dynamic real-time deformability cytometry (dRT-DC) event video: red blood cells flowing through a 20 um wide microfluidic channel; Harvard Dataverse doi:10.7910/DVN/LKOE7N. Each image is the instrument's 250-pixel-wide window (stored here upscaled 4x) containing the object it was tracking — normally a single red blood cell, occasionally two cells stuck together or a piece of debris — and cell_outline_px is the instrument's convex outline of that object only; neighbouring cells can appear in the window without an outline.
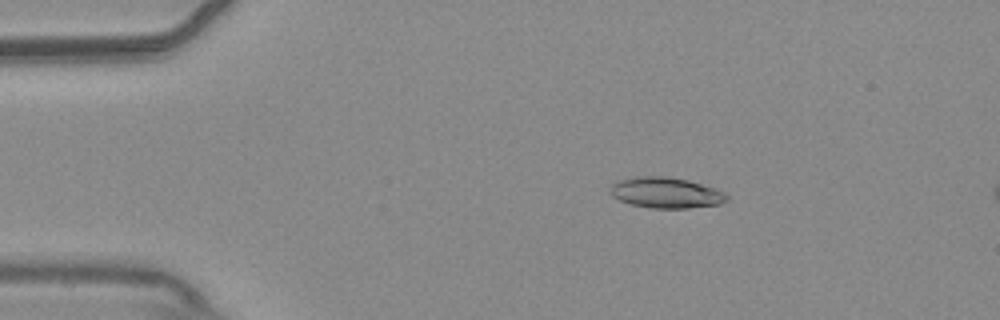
{"species": "common noctule bat (a hibernating species)", "species_latin": "Nyctalus noctula", "temperature_condition": "warm", "stored_images_in_passage": 16, "camera_frame_rate_fps": 3000, "um_per_image_px": 0.085, "animal": {"sex": "male", "body_mass_g": 20.4}, "frame": {"image": 1, "passage_image": 10, "time_ms": 3.0, "image_size_px": [1000, 320], "cell_outline_px": [[728, 200], [720, 204], [688, 208], [652, 208], [632, 204], [620, 200], [612, 196], [612, 184], [620, 180], [636, 176], [664, 176], [688, 180], [724, 192], [728, 196]], "centroid_in_image_um": [56.62, 16.38], "position_along_channel_um": 28.4, "area_um2": 20.58}}